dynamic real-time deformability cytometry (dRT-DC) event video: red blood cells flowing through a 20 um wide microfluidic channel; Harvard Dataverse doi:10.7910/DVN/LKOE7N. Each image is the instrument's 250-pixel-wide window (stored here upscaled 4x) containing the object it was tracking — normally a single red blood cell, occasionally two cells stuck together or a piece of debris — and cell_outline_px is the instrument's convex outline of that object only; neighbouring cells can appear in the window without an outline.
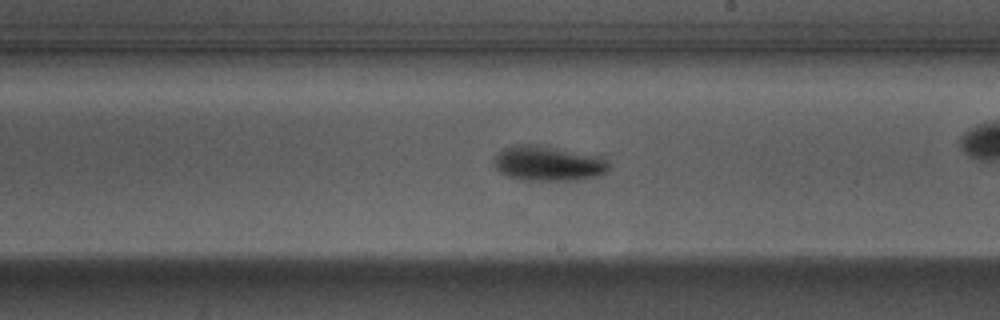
{"species": "Egyptian fruit bat (a non-hibernating species)", "species_latin": "Rousettus aegyptiacus", "temperature_condition": "warm", "stored_images_in_passage": 40, "camera_frame_rate_fps": 3000, "um_per_image_px": 0.085, "animal": {"sex": "male"}, "frame": {"image": 1, "passage_image": 15, "time_ms": 4.667, "image_size_px": [1000, 320], "cell_outline_px": [[612, 164], [600, 176], [580, 180], [524, 180], [508, 176], [500, 172], [496, 168], [492, 160], [496, 152], [504, 148], [516, 144], [532, 144], [604, 156]], "centroid_in_image_um": [46.62, 13.88], "position_along_channel_um": 242.4, "area_um2": 23.81}}